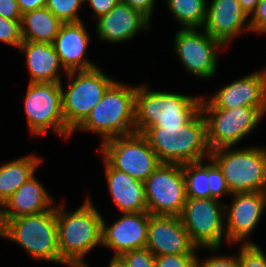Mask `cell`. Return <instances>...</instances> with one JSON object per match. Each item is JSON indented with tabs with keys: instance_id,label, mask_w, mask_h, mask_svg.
I'll return each mask as SVG.
<instances>
[{
	"instance_id": "obj_1",
	"label": "cell",
	"mask_w": 266,
	"mask_h": 267,
	"mask_svg": "<svg viewBox=\"0 0 266 267\" xmlns=\"http://www.w3.org/2000/svg\"><path fill=\"white\" fill-rule=\"evenodd\" d=\"M141 134L161 163L182 165L201 161L211 154L206 120L201 109L182 126H150Z\"/></svg>"
},
{
	"instance_id": "obj_2",
	"label": "cell",
	"mask_w": 266,
	"mask_h": 267,
	"mask_svg": "<svg viewBox=\"0 0 266 267\" xmlns=\"http://www.w3.org/2000/svg\"><path fill=\"white\" fill-rule=\"evenodd\" d=\"M56 206L60 264L87 267L83 258L96 245L102 244V216L89 198L72 213Z\"/></svg>"
},
{
	"instance_id": "obj_3",
	"label": "cell",
	"mask_w": 266,
	"mask_h": 267,
	"mask_svg": "<svg viewBox=\"0 0 266 267\" xmlns=\"http://www.w3.org/2000/svg\"><path fill=\"white\" fill-rule=\"evenodd\" d=\"M202 99L136 87L135 133L150 126L172 127L186 124L200 109Z\"/></svg>"
},
{
	"instance_id": "obj_4",
	"label": "cell",
	"mask_w": 266,
	"mask_h": 267,
	"mask_svg": "<svg viewBox=\"0 0 266 267\" xmlns=\"http://www.w3.org/2000/svg\"><path fill=\"white\" fill-rule=\"evenodd\" d=\"M135 95L136 87L115 81L75 130L100 134L103 142L135 133Z\"/></svg>"
},
{
	"instance_id": "obj_5",
	"label": "cell",
	"mask_w": 266,
	"mask_h": 267,
	"mask_svg": "<svg viewBox=\"0 0 266 267\" xmlns=\"http://www.w3.org/2000/svg\"><path fill=\"white\" fill-rule=\"evenodd\" d=\"M0 236L18 243L35 260L60 264L56 206L50 211L0 220Z\"/></svg>"
},
{
	"instance_id": "obj_6",
	"label": "cell",
	"mask_w": 266,
	"mask_h": 267,
	"mask_svg": "<svg viewBox=\"0 0 266 267\" xmlns=\"http://www.w3.org/2000/svg\"><path fill=\"white\" fill-rule=\"evenodd\" d=\"M209 158L222 171L231 194L266 192V147H222L211 151Z\"/></svg>"
},
{
	"instance_id": "obj_7",
	"label": "cell",
	"mask_w": 266,
	"mask_h": 267,
	"mask_svg": "<svg viewBox=\"0 0 266 267\" xmlns=\"http://www.w3.org/2000/svg\"><path fill=\"white\" fill-rule=\"evenodd\" d=\"M66 74L69 84L66 91L62 88L63 114L66 128L73 133L115 81L103 74L99 67Z\"/></svg>"
},
{
	"instance_id": "obj_8",
	"label": "cell",
	"mask_w": 266,
	"mask_h": 267,
	"mask_svg": "<svg viewBox=\"0 0 266 267\" xmlns=\"http://www.w3.org/2000/svg\"><path fill=\"white\" fill-rule=\"evenodd\" d=\"M103 158L114 168L144 182L161 164L141 133L114 137L102 142Z\"/></svg>"
},
{
	"instance_id": "obj_9",
	"label": "cell",
	"mask_w": 266,
	"mask_h": 267,
	"mask_svg": "<svg viewBox=\"0 0 266 267\" xmlns=\"http://www.w3.org/2000/svg\"><path fill=\"white\" fill-rule=\"evenodd\" d=\"M224 208L225 205L214 198H186L179 217L198 248L214 252L220 248L226 219Z\"/></svg>"
},
{
	"instance_id": "obj_10",
	"label": "cell",
	"mask_w": 266,
	"mask_h": 267,
	"mask_svg": "<svg viewBox=\"0 0 266 267\" xmlns=\"http://www.w3.org/2000/svg\"><path fill=\"white\" fill-rule=\"evenodd\" d=\"M24 106L33 135H42L50 127L67 138L72 134L65 125L61 83L29 82Z\"/></svg>"
},
{
	"instance_id": "obj_11",
	"label": "cell",
	"mask_w": 266,
	"mask_h": 267,
	"mask_svg": "<svg viewBox=\"0 0 266 267\" xmlns=\"http://www.w3.org/2000/svg\"><path fill=\"white\" fill-rule=\"evenodd\" d=\"M144 190L149 214L179 217L186 201L182 165L161 163L144 181Z\"/></svg>"
},
{
	"instance_id": "obj_12",
	"label": "cell",
	"mask_w": 266,
	"mask_h": 267,
	"mask_svg": "<svg viewBox=\"0 0 266 267\" xmlns=\"http://www.w3.org/2000/svg\"><path fill=\"white\" fill-rule=\"evenodd\" d=\"M201 111L206 120L207 140L211 151L232 147L240 142L264 117L255 107L201 108Z\"/></svg>"
},
{
	"instance_id": "obj_13",
	"label": "cell",
	"mask_w": 266,
	"mask_h": 267,
	"mask_svg": "<svg viewBox=\"0 0 266 267\" xmlns=\"http://www.w3.org/2000/svg\"><path fill=\"white\" fill-rule=\"evenodd\" d=\"M175 51L186 71L203 79L213 77L217 68V49L224 46L205 30L181 29L175 35Z\"/></svg>"
},
{
	"instance_id": "obj_14",
	"label": "cell",
	"mask_w": 266,
	"mask_h": 267,
	"mask_svg": "<svg viewBox=\"0 0 266 267\" xmlns=\"http://www.w3.org/2000/svg\"><path fill=\"white\" fill-rule=\"evenodd\" d=\"M255 107L266 114V70L253 72L218 90L209 100L202 99L201 108L235 109Z\"/></svg>"
},
{
	"instance_id": "obj_15",
	"label": "cell",
	"mask_w": 266,
	"mask_h": 267,
	"mask_svg": "<svg viewBox=\"0 0 266 267\" xmlns=\"http://www.w3.org/2000/svg\"><path fill=\"white\" fill-rule=\"evenodd\" d=\"M146 248L154 256L196 254L198 249L191 241L180 217L151 214Z\"/></svg>"
},
{
	"instance_id": "obj_16",
	"label": "cell",
	"mask_w": 266,
	"mask_h": 267,
	"mask_svg": "<svg viewBox=\"0 0 266 267\" xmlns=\"http://www.w3.org/2000/svg\"><path fill=\"white\" fill-rule=\"evenodd\" d=\"M123 215L111 226L102 218V244L115 250L114 257L146 248L149 224L148 212L122 213Z\"/></svg>"
},
{
	"instance_id": "obj_17",
	"label": "cell",
	"mask_w": 266,
	"mask_h": 267,
	"mask_svg": "<svg viewBox=\"0 0 266 267\" xmlns=\"http://www.w3.org/2000/svg\"><path fill=\"white\" fill-rule=\"evenodd\" d=\"M232 196V205L224 208V217L227 218L224 235L227 242L233 244L245 241L255 229L266 207V192L236 193Z\"/></svg>"
},
{
	"instance_id": "obj_18",
	"label": "cell",
	"mask_w": 266,
	"mask_h": 267,
	"mask_svg": "<svg viewBox=\"0 0 266 267\" xmlns=\"http://www.w3.org/2000/svg\"><path fill=\"white\" fill-rule=\"evenodd\" d=\"M247 18L238 0H212L207 6L203 27L213 39L225 46L239 33L250 31Z\"/></svg>"
},
{
	"instance_id": "obj_19",
	"label": "cell",
	"mask_w": 266,
	"mask_h": 267,
	"mask_svg": "<svg viewBox=\"0 0 266 267\" xmlns=\"http://www.w3.org/2000/svg\"><path fill=\"white\" fill-rule=\"evenodd\" d=\"M89 34L83 22L63 23L52 43L65 72L97 67L85 58Z\"/></svg>"
},
{
	"instance_id": "obj_20",
	"label": "cell",
	"mask_w": 266,
	"mask_h": 267,
	"mask_svg": "<svg viewBox=\"0 0 266 267\" xmlns=\"http://www.w3.org/2000/svg\"><path fill=\"white\" fill-rule=\"evenodd\" d=\"M149 22L139 11L119 2L110 12L98 18L96 31L101 40L119 43L131 39L142 29L147 31Z\"/></svg>"
},
{
	"instance_id": "obj_21",
	"label": "cell",
	"mask_w": 266,
	"mask_h": 267,
	"mask_svg": "<svg viewBox=\"0 0 266 267\" xmlns=\"http://www.w3.org/2000/svg\"><path fill=\"white\" fill-rule=\"evenodd\" d=\"M34 177L31 176L3 203L0 220L50 211L55 207L50 205L53 200L48 191Z\"/></svg>"
},
{
	"instance_id": "obj_22",
	"label": "cell",
	"mask_w": 266,
	"mask_h": 267,
	"mask_svg": "<svg viewBox=\"0 0 266 267\" xmlns=\"http://www.w3.org/2000/svg\"><path fill=\"white\" fill-rule=\"evenodd\" d=\"M105 175L111 197L122 213L147 212L144 182L114 169L105 159Z\"/></svg>"
},
{
	"instance_id": "obj_23",
	"label": "cell",
	"mask_w": 266,
	"mask_h": 267,
	"mask_svg": "<svg viewBox=\"0 0 266 267\" xmlns=\"http://www.w3.org/2000/svg\"><path fill=\"white\" fill-rule=\"evenodd\" d=\"M19 49L26 54L30 83H61L58 69L63 65L52 43L23 41Z\"/></svg>"
},
{
	"instance_id": "obj_24",
	"label": "cell",
	"mask_w": 266,
	"mask_h": 267,
	"mask_svg": "<svg viewBox=\"0 0 266 267\" xmlns=\"http://www.w3.org/2000/svg\"><path fill=\"white\" fill-rule=\"evenodd\" d=\"M63 23L46 7L21 15L23 41L53 43Z\"/></svg>"
},
{
	"instance_id": "obj_25",
	"label": "cell",
	"mask_w": 266,
	"mask_h": 267,
	"mask_svg": "<svg viewBox=\"0 0 266 267\" xmlns=\"http://www.w3.org/2000/svg\"><path fill=\"white\" fill-rule=\"evenodd\" d=\"M42 160L27 155L0 166V205L18 190L31 176Z\"/></svg>"
},
{
	"instance_id": "obj_26",
	"label": "cell",
	"mask_w": 266,
	"mask_h": 267,
	"mask_svg": "<svg viewBox=\"0 0 266 267\" xmlns=\"http://www.w3.org/2000/svg\"><path fill=\"white\" fill-rule=\"evenodd\" d=\"M167 7L183 29L203 27L206 12V0H166Z\"/></svg>"
},
{
	"instance_id": "obj_27",
	"label": "cell",
	"mask_w": 266,
	"mask_h": 267,
	"mask_svg": "<svg viewBox=\"0 0 266 267\" xmlns=\"http://www.w3.org/2000/svg\"><path fill=\"white\" fill-rule=\"evenodd\" d=\"M202 161L182 164L185 177L186 198H210L208 163Z\"/></svg>"
},
{
	"instance_id": "obj_28",
	"label": "cell",
	"mask_w": 266,
	"mask_h": 267,
	"mask_svg": "<svg viewBox=\"0 0 266 267\" xmlns=\"http://www.w3.org/2000/svg\"><path fill=\"white\" fill-rule=\"evenodd\" d=\"M84 0H47L46 8L62 23L81 22L78 10Z\"/></svg>"
},
{
	"instance_id": "obj_29",
	"label": "cell",
	"mask_w": 266,
	"mask_h": 267,
	"mask_svg": "<svg viewBox=\"0 0 266 267\" xmlns=\"http://www.w3.org/2000/svg\"><path fill=\"white\" fill-rule=\"evenodd\" d=\"M243 242L238 253L239 267H266V256L255 242Z\"/></svg>"
},
{
	"instance_id": "obj_30",
	"label": "cell",
	"mask_w": 266,
	"mask_h": 267,
	"mask_svg": "<svg viewBox=\"0 0 266 267\" xmlns=\"http://www.w3.org/2000/svg\"><path fill=\"white\" fill-rule=\"evenodd\" d=\"M210 189V198L219 200L220 196L223 194L231 195L222 171L218 165L210 158V163H208V181Z\"/></svg>"
},
{
	"instance_id": "obj_31",
	"label": "cell",
	"mask_w": 266,
	"mask_h": 267,
	"mask_svg": "<svg viewBox=\"0 0 266 267\" xmlns=\"http://www.w3.org/2000/svg\"><path fill=\"white\" fill-rule=\"evenodd\" d=\"M0 41L19 49L23 42L20 20H11L0 16Z\"/></svg>"
},
{
	"instance_id": "obj_32",
	"label": "cell",
	"mask_w": 266,
	"mask_h": 267,
	"mask_svg": "<svg viewBox=\"0 0 266 267\" xmlns=\"http://www.w3.org/2000/svg\"><path fill=\"white\" fill-rule=\"evenodd\" d=\"M119 258L126 267H155V256L147 248L126 252Z\"/></svg>"
},
{
	"instance_id": "obj_33",
	"label": "cell",
	"mask_w": 266,
	"mask_h": 267,
	"mask_svg": "<svg viewBox=\"0 0 266 267\" xmlns=\"http://www.w3.org/2000/svg\"><path fill=\"white\" fill-rule=\"evenodd\" d=\"M155 267H197L196 254L155 256Z\"/></svg>"
},
{
	"instance_id": "obj_34",
	"label": "cell",
	"mask_w": 266,
	"mask_h": 267,
	"mask_svg": "<svg viewBox=\"0 0 266 267\" xmlns=\"http://www.w3.org/2000/svg\"><path fill=\"white\" fill-rule=\"evenodd\" d=\"M249 20L250 31L266 33V0H260Z\"/></svg>"
},
{
	"instance_id": "obj_35",
	"label": "cell",
	"mask_w": 266,
	"mask_h": 267,
	"mask_svg": "<svg viewBox=\"0 0 266 267\" xmlns=\"http://www.w3.org/2000/svg\"><path fill=\"white\" fill-rule=\"evenodd\" d=\"M197 258V267H239L238 256L227 257V256H210L207 260L200 263Z\"/></svg>"
},
{
	"instance_id": "obj_36",
	"label": "cell",
	"mask_w": 266,
	"mask_h": 267,
	"mask_svg": "<svg viewBox=\"0 0 266 267\" xmlns=\"http://www.w3.org/2000/svg\"><path fill=\"white\" fill-rule=\"evenodd\" d=\"M17 0H0V16L11 20H21Z\"/></svg>"
},
{
	"instance_id": "obj_37",
	"label": "cell",
	"mask_w": 266,
	"mask_h": 267,
	"mask_svg": "<svg viewBox=\"0 0 266 267\" xmlns=\"http://www.w3.org/2000/svg\"><path fill=\"white\" fill-rule=\"evenodd\" d=\"M88 1L91 6L94 14L96 15V20L106 15L110 12L119 2L120 0H84V2Z\"/></svg>"
},
{
	"instance_id": "obj_38",
	"label": "cell",
	"mask_w": 266,
	"mask_h": 267,
	"mask_svg": "<svg viewBox=\"0 0 266 267\" xmlns=\"http://www.w3.org/2000/svg\"><path fill=\"white\" fill-rule=\"evenodd\" d=\"M122 3L129 5L132 9L139 11L149 21L151 19L155 0H120Z\"/></svg>"
},
{
	"instance_id": "obj_39",
	"label": "cell",
	"mask_w": 266,
	"mask_h": 267,
	"mask_svg": "<svg viewBox=\"0 0 266 267\" xmlns=\"http://www.w3.org/2000/svg\"><path fill=\"white\" fill-rule=\"evenodd\" d=\"M21 14L46 7L47 0H17Z\"/></svg>"
},
{
	"instance_id": "obj_40",
	"label": "cell",
	"mask_w": 266,
	"mask_h": 267,
	"mask_svg": "<svg viewBox=\"0 0 266 267\" xmlns=\"http://www.w3.org/2000/svg\"><path fill=\"white\" fill-rule=\"evenodd\" d=\"M244 12L251 16L260 0H238Z\"/></svg>"
},
{
	"instance_id": "obj_41",
	"label": "cell",
	"mask_w": 266,
	"mask_h": 267,
	"mask_svg": "<svg viewBox=\"0 0 266 267\" xmlns=\"http://www.w3.org/2000/svg\"><path fill=\"white\" fill-rule=\"evenodd\" d=\"M108 267H126V265L123 263V261L119 257H113Z\"/></svg>"
}]
</instances>
